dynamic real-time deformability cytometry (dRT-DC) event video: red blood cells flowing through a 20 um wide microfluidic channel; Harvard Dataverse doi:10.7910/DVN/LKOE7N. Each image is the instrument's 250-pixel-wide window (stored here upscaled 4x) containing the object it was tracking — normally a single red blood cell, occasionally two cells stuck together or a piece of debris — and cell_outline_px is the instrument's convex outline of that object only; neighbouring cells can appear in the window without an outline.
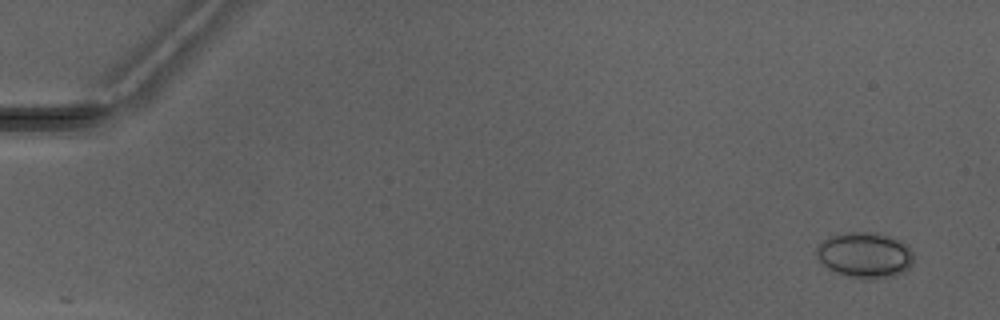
{"species": "Egyptian fruit bat (a non-hibernating species)", "species_latin": "Rousettus aegyptiacus", "temperature_condition": "warm", "stored_images_in_passage": 5, "camera_frame_rate_fps": 3000, "um_per_image_px": 0.085, "animal": {"sex": "male"}, "frame": {"image": 1, "passage_image": 1, "time_ms": 0.0, "image_size_px": [1000, 320], "cell_outline_px": [[912, 264], [904, 272], [896, 276], [868, 280], [864, 280], [848, 276], [836, 272], [828, 268], [820, 260], [816, 252], [816, 248], [828, 236], [848, 232], [876, 232], [900, 240], [908, 244], [912, 252]], "centroid_in_image_um": [73.54, 21.68], "position_along_channel_um": 11.5, "area_um2": 26.01}}
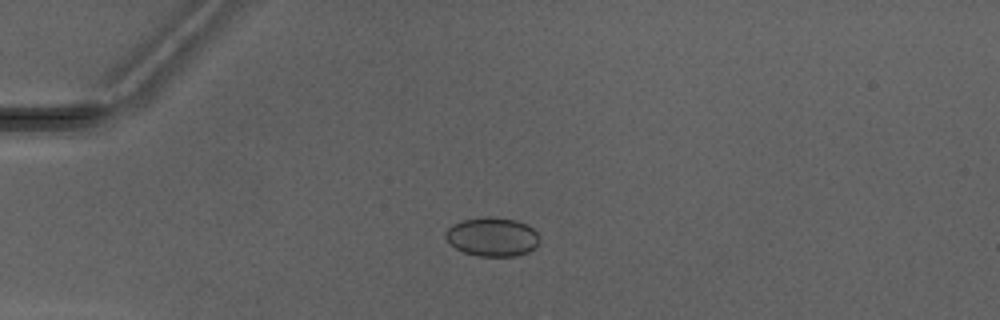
{"frame": {"image": 2, "passage_image": 4, "time_ms": 3.667, "image_size_px": [1000, 320], "cell_outline_px": [[540, 240], [528, 252], [516, 256], [476, 256], [464, 252], [456, 248], [444, 236], [444, 232], [452, 224], [460, 220], [488, 216], [492, 216], [516, 220], [532, 228], [536, 232]], "centroid_in_image_um": [41.81, 20.12], "position_along_channel_um": 43.2, "area_um2": 21.27}}
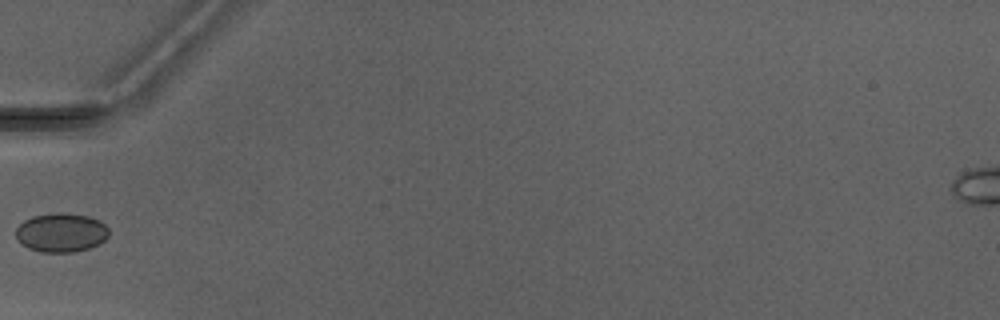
{"frame": {"image": 3, "passage_image": 5, "time_ms": 5.333, "image_size_px": [1000, 320], "cell_outline_px": [[108, 236], [100, 244], [88, 248], [72, 252], [40, 252], [28, 248], [20, 244], [16, 240], [16, 228], [24, 220], [32, 216], [56, 212], [60, 212], [88, 216], [100, 220], [108, 228]], "centroid_in_image_um": [5.17, 19.77], "position_along_channel_um": 79.8, "area_um2": 21.33}}